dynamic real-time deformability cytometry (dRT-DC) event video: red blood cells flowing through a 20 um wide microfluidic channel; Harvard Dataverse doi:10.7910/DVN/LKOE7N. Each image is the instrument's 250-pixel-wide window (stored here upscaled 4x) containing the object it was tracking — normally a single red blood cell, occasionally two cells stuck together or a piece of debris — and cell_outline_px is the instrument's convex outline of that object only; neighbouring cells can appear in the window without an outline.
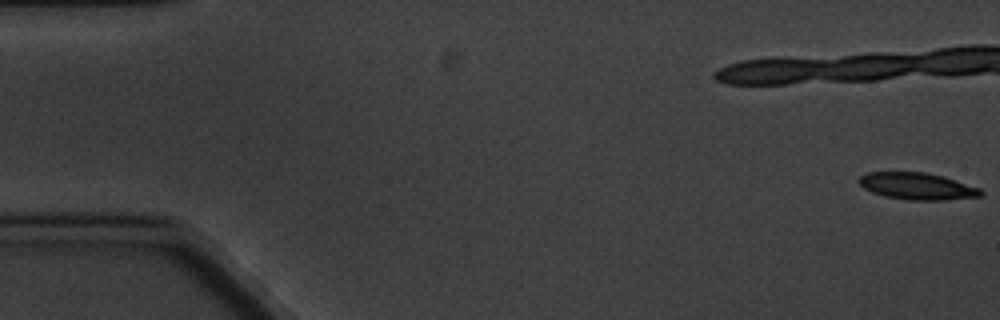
{"species": "common noctule bat (a hibernating species)", "species_latin": "Nyctalus noctula", "temperature_condition": "cold", "stored_images_in_passage": 5, "camera_frame_rate_fps": 3000, "um_per_image_px": 0.085, "animal": {"sex": "male", "body_mass_g": 20.1, "forearm_length_mm": 53.5}, "frame": {"image": 1, "passage_image": 1, "time_ms": 0.0, "image_size_px": [1000, 320], "cell_outline_px": [[984, 192], [980, 196], [944, 200], [908, 200], [884, 196], [872, 192], [864, 188], [856, 180], [860, 176], [868, 172], [924, 172], [944, 176], [980, 188]], "centroid_in_image_um": [77.95, 15.82], "position_along_channel_um": 7.1, "area_um2": 19.13}}